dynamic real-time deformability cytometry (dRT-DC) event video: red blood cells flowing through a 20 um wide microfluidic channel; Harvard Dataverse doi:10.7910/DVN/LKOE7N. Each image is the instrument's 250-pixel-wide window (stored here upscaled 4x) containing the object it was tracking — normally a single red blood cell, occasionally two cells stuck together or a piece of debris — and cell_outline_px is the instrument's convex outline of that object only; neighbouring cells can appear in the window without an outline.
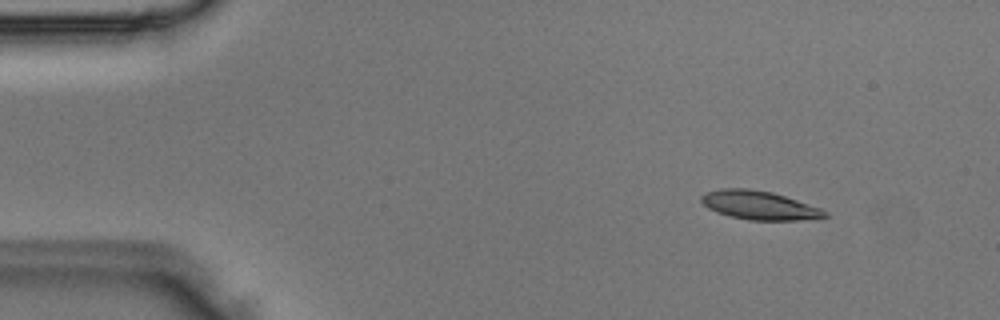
{"species": "Egyptian fruit bat (a non-hibernating species)", "species_latin": "Rousettus aegyptiacus", "temperature_condition": "room temperature", "stored_images_in_passage": 4, "camera_frame_rate_fps": 3000, "um_per_image_px": 0.085, "animal": {"sex": "male"}, "frame": {"image": 1, "passage_image": 1, "time_ms": 0.0, "image_size_px": [1000, 320], "cell_outline_px": [[828, 216], [800, 220], [748, 220], [716, 212], [708, 208], [700, 200], [700, 196], [708, 192], [720, 188], [748, 188], [772, 192], [820, 208], [828, 212]], "centroid_in_image_um": [64.51, 17.44], "position_along_channel_um": 20.5, "area_um2": 20.46}}